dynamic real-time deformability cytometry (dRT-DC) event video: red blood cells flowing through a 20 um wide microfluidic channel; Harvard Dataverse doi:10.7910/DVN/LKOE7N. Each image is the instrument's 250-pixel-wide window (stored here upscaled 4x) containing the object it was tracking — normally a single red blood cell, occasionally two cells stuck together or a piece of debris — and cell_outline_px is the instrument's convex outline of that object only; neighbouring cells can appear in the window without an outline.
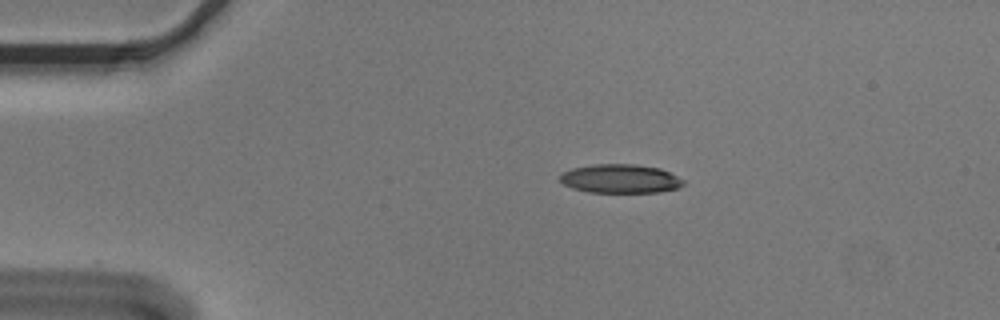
{"species": "Egyptian fruit bat (a non-hibernating species)", "species_latin": "Rousettus aegyptiacus", "temperature_condition": "cold", "stored_images_in_passage": 10, "camera_frame_rate_fps": 3000, "um_per_image_px": 0.085, "animal": {"sex": "male"}, "frame": {"image": 1, "passage_image": 1, "time_ms": 0.0, "image_size_px": [1000, 320], "cell_outline_px": [[684, 184], [680, 188], [660, 192], [588, 192], [572, 188], [564, 184], [560, 180], [560, 172], [572, 168], [592, 164], [636, 164], [660, 168], [684, 180]], "centroid_in_image_um": [52.72, 15.18], "position_along_channel_um": 32.3, "area_um2": 20.87}}
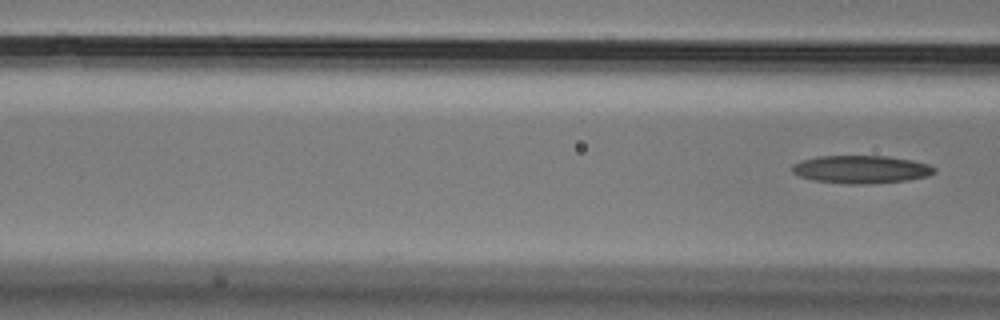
{"frame": {"image": 2, "passage_image": 10, "time_ms": 3.0, "image_size_px": [1000, 320], "cell_outline_px": [[936, 172], [928, 176], [908, 180], [868, 184], [844, 184], [812, 180], [800, 176], [792, 172], [792, 164], [800, 160], [820, 156], [888, 156], [912, 160], [928, 164], [936, 168]], "centroid_in_image_um": [73.19, 14.4], "position_along_channel_um": 93.4, "area_um2": 23.29}}